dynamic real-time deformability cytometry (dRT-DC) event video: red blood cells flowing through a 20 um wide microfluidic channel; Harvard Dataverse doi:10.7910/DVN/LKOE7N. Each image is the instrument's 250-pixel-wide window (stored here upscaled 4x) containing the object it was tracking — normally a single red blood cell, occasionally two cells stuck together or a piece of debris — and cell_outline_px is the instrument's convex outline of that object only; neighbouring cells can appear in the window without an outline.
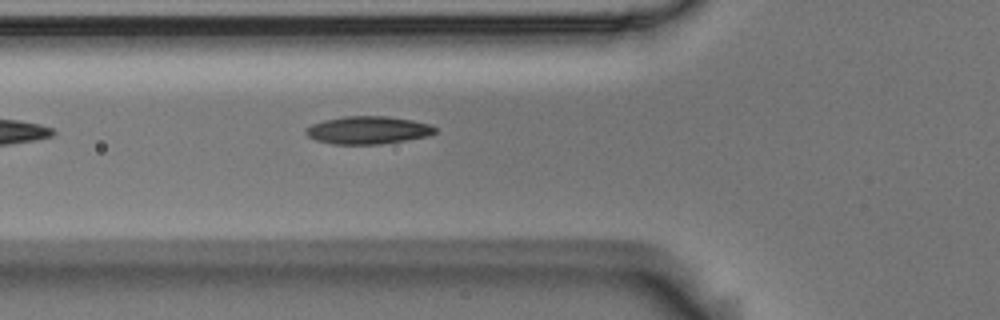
{"species": "Egyptian fruit bat (a non-hibernating species)", "species_latin": "Rousettus aegyptiacus", "temperature_condition": "room temperature", "stored_images_in_passage": 2, "camera_frame_rate_fps": 3000, "um_per_image_px": 0.085, "animal": {"sex": "male"}, "frame": {"image": 1, "passage_image": 2, "time_ms": 0.333, "image_size_px": [1000, 320], "cell_outline_px": [[436, 132], [428, 136], [380, 144], [332, 144], [316, 140], [308, 136], [304, 132], [312, 124], [324, 120], [344, 116], [388, 116], [412, 120], [432, 124], [436, 128]], "centroid_in_image_um": [31.29, 11.05], "position_along_channel_um": 94.5, "area_um2": 20.87}}